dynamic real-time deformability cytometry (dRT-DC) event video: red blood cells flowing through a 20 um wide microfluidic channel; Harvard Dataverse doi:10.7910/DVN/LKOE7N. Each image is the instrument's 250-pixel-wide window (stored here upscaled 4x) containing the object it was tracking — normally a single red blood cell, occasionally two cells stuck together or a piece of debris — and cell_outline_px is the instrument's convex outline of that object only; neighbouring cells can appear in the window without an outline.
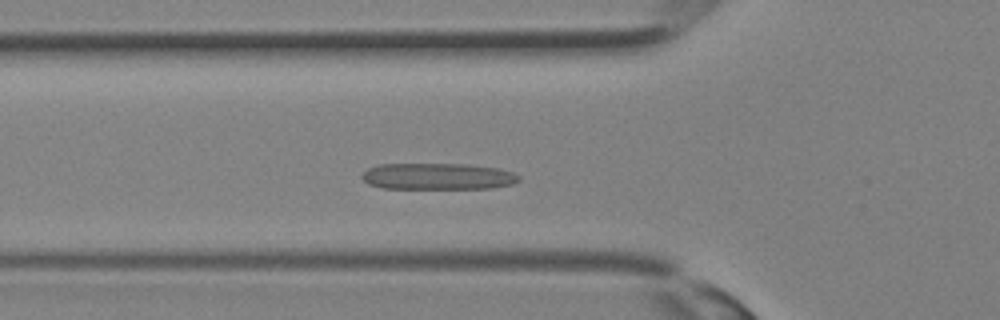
{"species": "Egyptian fruit bat (a non-hibernating species)", "species_latin": "Rousettus aegyptiacus", "temperature_condition": "room temperature", "stored_images_in_passage": 26, "camera_frame_rate_fps": 3000, "um_per_image_px": 0.085, "animal": {"sex": "female"}, "frame": {"image": 1, "passage_image": 8, "time_ms": 2.333, "image_size_px": [1000, 320], "cell_outline_px": [[520, 180], [512, 184], [492, 188], [384, 188], [368, 184], [360, 176], [368, 168], [380, 164], [464, 164], [496, 168], [512, 172], [520, 176]], "centroid_in_image_um": [37.2, 14.99], "position_along_channel_um": 88.6, "area_um2": 24.04}}
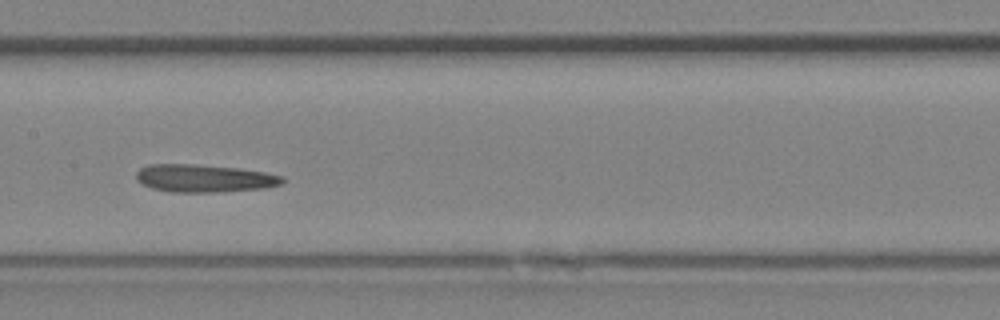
{"frame": {"image": 2, "passage_image": 13, "time_ms": 4.0, "image_size_px": [1000, 320], "cell_outline_px": [[284, 180], [280, 184], [264, 188], [220, 192], [172, 192], [152, 188], [136, 180], [136, 172], [140, 168], [148, 164], [196, 164], [240, 168], [264, 172], [284, 176]], "centroid_in_image_um": [17.35, 15.15], "position_along_channel_um": 190.1, "area_um2": 23.7}}
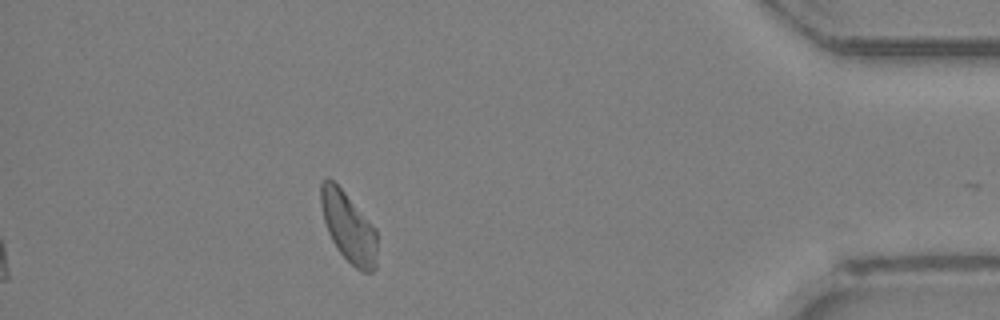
{"frame": {"image": 3, "passage_image": 26, "time_ms": 8.333, "image_size_px": [1000, 320], "cell_outline_px": [[376, 268], [372, 272], [364, 272], [356, 268], [336, 248], [328, 232], [324, 220], [320, 204], [320, 184], [328, 176], [344, 192], [376, 228]], "centroid_in_image_um": [29.61, 19.3], "position_along_channel_um": 405.6, "area_um2": 22.72}}